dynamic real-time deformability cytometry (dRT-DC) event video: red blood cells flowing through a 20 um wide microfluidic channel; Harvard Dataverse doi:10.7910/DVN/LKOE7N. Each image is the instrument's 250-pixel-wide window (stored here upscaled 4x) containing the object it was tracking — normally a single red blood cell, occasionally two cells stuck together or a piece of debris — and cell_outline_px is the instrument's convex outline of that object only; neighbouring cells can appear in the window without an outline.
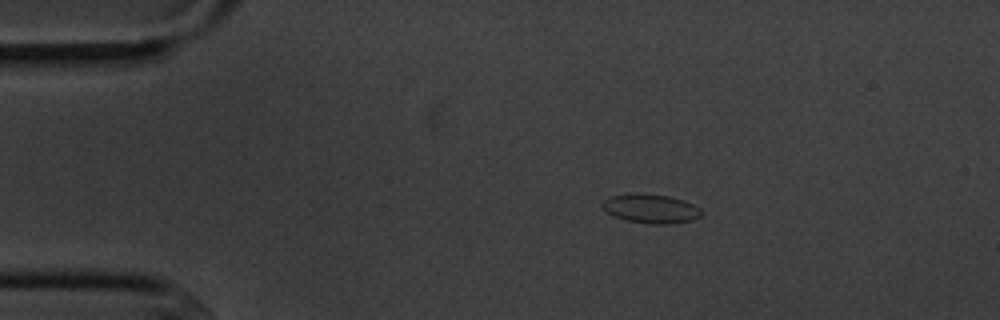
{"species": "common noctule bat (a hibernating species)", "species_latin": "Nyctalus noctula", "temperature_condition": "cold", "stored_images_in_passage": 6, "camera_frame_rate_fps": 3000, "um_per_image_px": 0.085, "animal": {"sex": "male", "body_mass_g": 20.1, "forearm_length_mm": 53.5}, "frame": {"image": 1, "passage_image": 1, "time_ms": 0.0, "image_size_px": [1000, 320], "cell_outline_px": [[700, 216], [692, 220], [668, 224], [652, 224], [628, 220], [616, 216], [608, 212], [600, 204], [604, 200], [612, 196], [628, 192], [636, 192], [668, 196], [684, 200], [700, 208]], "centroid_in_image_um": [55.31, 17.71], "position_along_channel_um": 29.7, "area_um2": 16.65}}
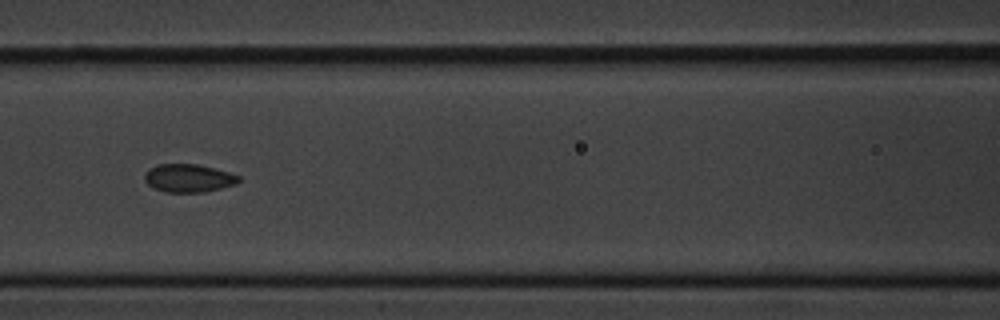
{"frame": {"image": 2, "passage_image": 5, "time_ms": 4.667, "image_size_px": [1000, 320], "cell_outline_px": [[240, 180], [236, 184], [204, 192], [164, 192], [152, 188], [144, 180], [144, 172], [148, 168], [156, 164], [196, 164], [228, 172], [240, 176]], "centroid_in_image_um": [15.97, 15.14], "position_along_channel_um": 150.6, "area_um2": 15.49}}
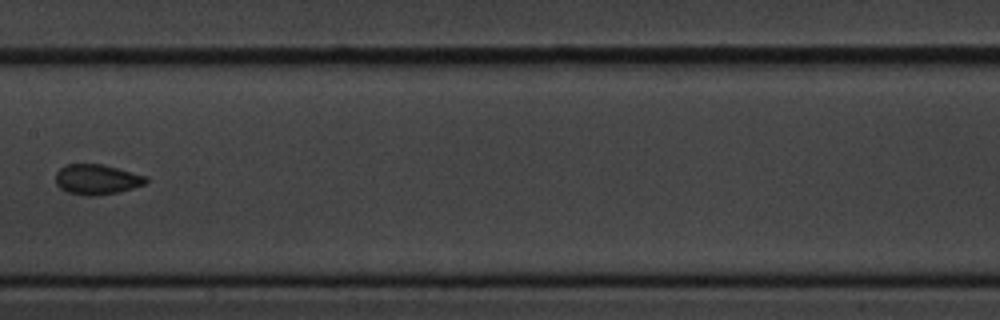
{"frame": {"image": 3, "passage_image": 6, "time_ms": 6.0, "image_size_px": [1000, 320], "cell_outline_px": [[148, 180], [144, 184], [120, 192], [96, 196], [84, 196], [68, 192], [60, 188], [56, 184], [56, 172], [64, 164], [104, 164], [148, 176]], "centroid_in_image_um": [8.23, 15.25], "position_along_channel_um": 199.2, "area_um2": 16.13}}